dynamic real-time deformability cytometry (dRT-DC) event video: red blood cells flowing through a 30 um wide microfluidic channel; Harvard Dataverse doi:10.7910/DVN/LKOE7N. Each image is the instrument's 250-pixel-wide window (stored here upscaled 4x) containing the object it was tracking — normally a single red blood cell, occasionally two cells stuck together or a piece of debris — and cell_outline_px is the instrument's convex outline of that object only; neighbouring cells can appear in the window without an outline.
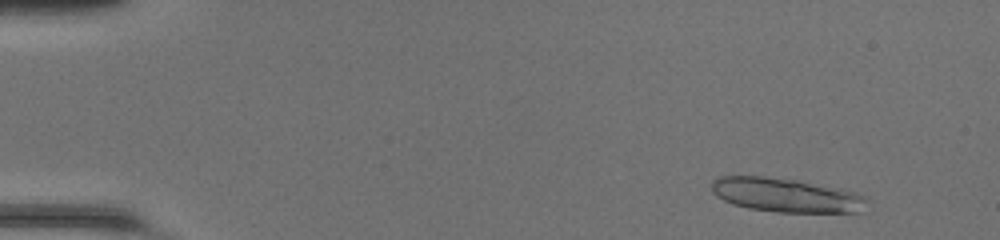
{"species": "common noctule bat (a hibernating species)", "species_latin": "Nyctalus noctula", "temperature_condition": "room temperature", "stored_images_in_passage": 48, "segment_of_instrument_passage": [1, 2], "camera_frame_rate_fps": 3000, "um_per_image_px": 0.085, "animal": {"sex": "female", "body_mass_g": 20.0, "forearm_length_mm": 54.0}, "frame": {"image": 1, "passage_image": 4, "time_ms": 1.0, "image_size_px": [1000, 240], "cell_outline_px": [[868, 200], [860, 212], [776, 212], [748, 208], [732, 204], [716, 196], [712, 192], [712, 180], [720, 176], [764, 176], [796, 180], [840, 188], [856, 192], [864, 196]], "centroid_in_image_um": [66.79, 16.58], "position_along_channel_um": 18.2, "area_um2": 30.81}}
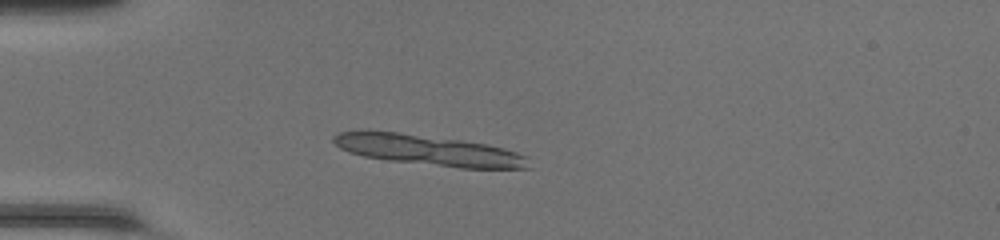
{"frame": {"image": 2, "passage_image": 13, "time_ms": 4.0, "image_size_px": [1000, 240], "cell_outline_px": [[532, 168], [460, 168], [388, 160], [364, 156], [348, 152], [340, 148], [332, 140], [332, 136], [340, 132], [360, 128], [368, 128], [400, 132], [460, 140], [488, 144], [504, 148], [528, 156]], "centroid_in_image_um": [36.37, 12.73], "position_along_channel_um": 48.6, "area_um2": 35.32}}